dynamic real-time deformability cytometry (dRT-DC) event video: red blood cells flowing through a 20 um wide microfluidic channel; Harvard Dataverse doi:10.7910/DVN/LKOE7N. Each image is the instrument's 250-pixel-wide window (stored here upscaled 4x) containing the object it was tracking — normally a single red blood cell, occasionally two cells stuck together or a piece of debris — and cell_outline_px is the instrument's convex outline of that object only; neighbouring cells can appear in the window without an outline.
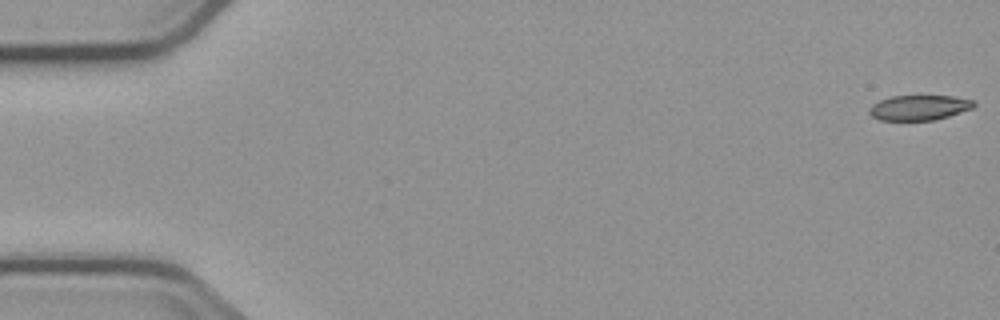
{"species": "common noctule bat (a hibernating species)", "species_latin": "Nyctalus noctula", "temperature_condition": "cold", "stored_images_in_passage": 5, "camera_frame_rate_fps": 3000, "um_per_image_px": 0.085, "animal": {"sex": "male", "body_mass_g": 23.1, "forearm_length_mm": 52.7}, "frame": {"image": 1, "passage_image": 1, "time_ms": 0.0, "image_size_px": [1000, 320], "cell_outline_px": [[976, 104], [972, 108], [948, 116], [932, 120], [880, 120], [872, 116], [868, 112], [868, 108], [872, 104], [880, 100], [892, 96], [952, 96], [976, 100]], "centroid_in_image_um": [78.12, 9.14], "position_along_channel_um": 6.9, "area_um2": 15.26}}
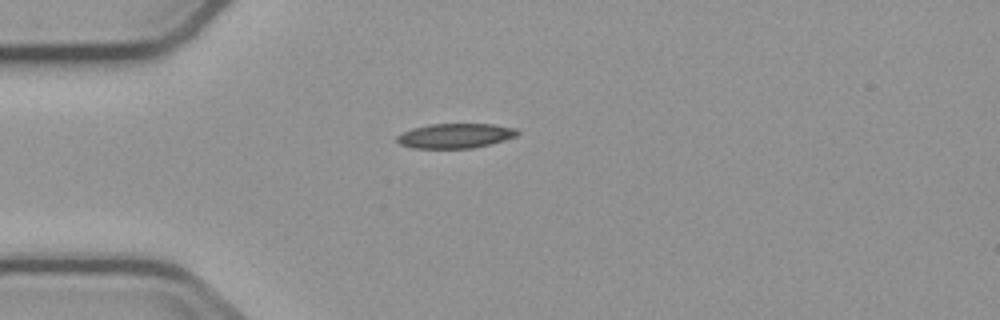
{"frame": {"image": 2, "passage_image": 5, "time_ms": 4.667, "image_size_px": [1000, 320], "cell_outline_px": [[520, 132], [516, 136], [504, 140], [472, 148], [412, 148], [400, 144], [396, 140], [396, 136], [412, 128], [428, 124], [496, 124], [516, 128]], "centroid_in_image_um": [38.7, 11.53], "position_along_channel_um": 46.3, "area_um2": 17.34}}